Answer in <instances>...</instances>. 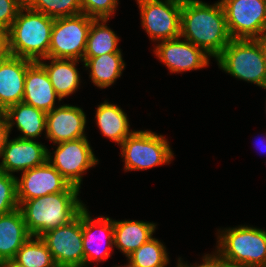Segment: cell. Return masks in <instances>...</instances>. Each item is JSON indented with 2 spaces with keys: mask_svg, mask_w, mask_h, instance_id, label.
Instances as JSON below:
<instances>
[{
  "mask_svg": "<svg viewBox=\"0 0 266 267\" xmlns=\"http://www.w3.org/2000/svg\"><path fill=\"white\" fill-rule=\"evenodd\" d=\"M180 37L217 58L232 40L221 2L208 5L199 0H182Z\"/></svg>",
  "mask_w": 266,
  "mask_h": 267,
  "instance_id": "cell-1",
  "label": "cell"
},
{
  "mask_svg": "<svg viewBox=\"0 0 266 267\" xmlns=\"http://www.w3.org/2000/svg\"><path fill=\"white\" fill-rule=\"evenodd\" d=\"M79 192H59L30 200L18 201L25 225L33 237L72 221L85 207Z\"/></svg>",
  "mask_w": 266,
  "mask_h": 267,
  "instance_id": "cell-2",
  "label": "cell"
},
{
  "mask_svg": "<svg viewBox=\"0 0 266 267\" xmlns=\"http://www.w3.org/2000/svg\"><path fill=\"white\" fill-rule=\"evenodd\" d=\"M54 20L24 5L7 32L8 54L32 61L47 58Z\"/></svg>",
  "mask_w": 266,
  "mask_h": 267,
  "instance_id": "cell-3",
  "label": "cell"
},
{
  "mask_svg": "<svg viewBox=\"0 0 266 267\" xmlns=\"http://www.w3.org/2000/svg\"><path fill=\"white\" fill-rule=\"evenodd\" d=\"M216 60L222 70L235 78L266 89V65L255 39H232Z\"/></svg>",
  "mask_w": 266,
  "mask_h": 267,
  "instance_id": "cell-4",
  "label": "cell"
},
{
  "mask_svg": "<svg viewBox=\"0 0 266 267\" xmlns=\"http://www.w3.org/2000/svg\"><path fill=\"white\" fill-rule=\"evenodd\" d=\"M218 239L217 253L221 259L253 267H266V230L239 226L223 230Z\"/></svg>",
  "mask_w": 266,
  "mask_h": 267,
  "instance_id": "cell-5",
  "label": "cell"
},
{
  "mask_svg": "<svg viewBox=\"0 0 266 267\" xmlns=\"http://www.w3.org/2000/svg\"><path fill=\"white\" fill-rule=\"evenodd\" d=\"M120 146L125 171L152 168L174 157L168 141L152 131H134Z\"/></svg>",
  "mask_w": 266,
  "mask_h": 267,
  "instance_id": "cell-6",
  "label": "cell"
},
{
  "mask_svg": "<svg viewBox=\"0 0 266 267\" xmlns=\"http://www.w3.org/2000/svg\"><path fill=\"white\" fill-rule=\"evenodd\" d=\"M93 19L83 13L55 18L51 30L48 57L83 61L88 32Z\"/></svg>",
  "mask_w": 266,
  "mask_h": 267,
  "instance_id": "cell-7",
  "label": "cell"
},
{
  "mask_svg": "<svg viewBox=\"0 0 266 267\" xmlns=\"http://www.w3.org/2000/svg\"><path fill=\"white\" fill-rule=\"evenodd\" d=\"M266 0H221L232 39H257L266 31Z\"/></svg>",
  "mask_w": 266,
  "mask_h": 267,
  "instance_id": "cell-8",
  "label": "cell"
},
{
  "mask_svg": "<svg viewBox=\"0 0 266 267\" xmlns=\"http://www.w3.org/2000/svg\"><path fill=\"white\" fill-rule=\"evenodd\" d=\"M40 238L47 245L57 267H84L82 210L72 221Z\"/></svg>",
  "mask_w": 266,
  "mask_h": 267,
  "instance_id": "cell-9",
  "label": "cell"
},
{
  "mask_svg": "<svg viewBox=\"0 0 266 267\" xmlns=\"http://www.w3.org/2000/svg\"><path fill=\"white\" fill-rule=\"evenodd\" d=\"M142 26L153 41L180 37L182 0H137Z\"/></svg>",
  "mask_w": 266,
  "mask_h": 267,
  "instance_id": "cell-10",
  "label": "cell"
},
{
  "mask_svg": "<svg viewBox=\"0 0 266 267\" xmlns=\"http://www.w3.org/2000/svg\"><path fill=\"white\" fill-rule=\"evenodd\" d=\"M54 157L48 151L47 161L67 180L80 189L82 173L97 164L98 159L86 137L57 143Z\"/></svg>",
  "mask_w": 266,
  "mask_h": 267,
  "instance_id": "cell-11",
  "label": "cell"
},
{
  "mask_svg": "<svg viewBox=\"0 0 266 267\" xmlns=\"http://www.w3.org/2000/svg\"><path fill=\"white\" fill-rule=\"evenodd\" d=\"M16 179L17 200L25 201L59 192H79L48 162L22 172Z\"/></svg>",
  "mask_w": 266,
  "mask_h": 267,
  "instance_id": "cell-12",
  "label": "cell"
},
{
  "mask_svg": "<svg viewBox=\"0 0 266 267\" xmlns=\"http://www.w3.org/2000/svg\"><path fill=\"white\" fill-rule=\"evenodd\" d=\"M180 38L162 40L154 50L171 73L200 69L209 64V55L204 50Z\"/></svg>",
  "mask_w": 266,
  "mask_h": 267,
  "instance_id": "cell-13",
  "label": "cell"
},
{
  "mask_svg": "<svg viewBox=\"0 0 266 267\" xmlns=\"http://www.w3.org/2000/svg\"><path fill=\"white\" fill-rule=\"evenodd\" d=\"M0 171L12 175L13 172L26 171L47 161L48 149L33 139L15 138L6 141L3 148Z\"/></svg>",
  "mask_w": 266,
  "mask_h": 267,
  "instance_id": "cell-14",
  "label": "cell"
},
{
  "mask_svg": "<svg viewBox=\"0 0 266 267\" xmlns=\"http://www.w3.org/2000/svg\"><path fill=\"white\" fill-rule=\"evenodd\" d=\"M86 116L80 107L61 105L46 113V138L55 144L86 137Z\"/></svg>",
  "mask_w": 266,
  "mask_h": 267,
  "instance_id": "cell-15",
  "label": "cell"
},
{
  "mask_svg": "<svg viewBox=\"0 0 266 267\" xmlns=\"http://www.w3.org/2000/svg\"><path fill=\"white\" fill-rule=\"evenodd\" d=\"M33 62L9 54L0 59V109L3 112L22 102L26 71Z\"/></svg>",
  "mask_w": 266,
  "mask_h": 267,
  "instance_id": "cell-16",
  "label": "cell"
},
{
  "mask_svg": "<svg viewBox=\"0 0 266 267\" xmlns=\"http://www.w3.org/2000/svg\"><path fill=\"white\" fill-rule=\"evenodd\" d=\"M98 225V227H97ZM96 226V227H95ZM98 229L100 234L105 235L106 248L101 250L100 245L95 240L97 237L94 234V231ZM114 225L113 220L109 217H98L97 219H92L88 213L86 207L82 209V240H83V250H84V267L91 263V261L100 262L105 258H108L112 251V245H114ZM101 241H104L102 238ZM97 247H96V246ZM96 247V248H95ZM110 250V251H108Z\"/></svg>",
  "mask_w": 266,
  "mask_h": 267,
  "instance_id": "cell-17",
  "label": "cell"
},
{
  "mask_svg": "<svg viewBox=\"0 0 266 267\" xmlns=\"http://www.w3.org/2000/svg\"><path fill=\"white\" fill-rule=\"evenodd\" d=\"M56 97L61 101L44 67L34 61L26 71L22 102L47 113L55 108Z\"/></svg>",
  "mask_w": 266,
  "mask_h": 267,
  "instance_id": "cell-18",
  "label": "cell"
},
{
  "mask_svg": "<svg viewBox=\"0 0 266 267\" xmlns=\"http://www.w3.org/2000/svg\"><path fill=\"white\" fill-rule=\"evenodd\" d=\"M31 236L19 208L0 215V263L12 260Z\"/></svg>",
  "mask_w": 266,
  "mask_h": 267,
  "instance_id": "cell-19",
  "label": "cell"
},
{
  "mask_svg": "<svg viewBox=\"0 0 266 267\" xmlns=\"http://www.w3.org/2000/svg\"><path fill=\"white\" fill-rule=\"evenodd\" d=\"M3 113L8 122L9 132L16 123L18 130L23 133L19 138L34 139L46 129V113L24 102L9 106Z\"/></svg>",
  "mask_w": 266,
  "mask_h": 267,
  "instance_id": "cell-20",
  "label": "cell"
},
{
  "mask_svg": "<svg viewBox=\"0 0 266 267\" xmlns=\"http://www.w3.org/2000/svg\"><path fill=\"white\" fill-rule=\"evenodd\" d=\"M114 245L126 257L152 238L156 224L144 221H114Z\"/></svg>",
  "mask_w": 266,
  "mask_h": 267,
  "instance_id": "cell-21",
  "label": "cell"
},
{
  "mask_svg": "<svg viewBox=\"0 0 266 267\" xmlns=\"http://www.w3.org/2000/svg\"><path fill=\"white\" fill-rule=\"evenodd\" d=\"M51 60L50 64L38 61L46 70L50 82L54 87L59 98L69 96L75 92L80 83L79 71L77 70V59H64V58H44Z\"/></svg>",
  "mask_w": 266,
  "mask_h": 267,
  "instance_id": "cell-22",
  "label": "cell"
},
{
  "mask_svg": "<svg viewBox=\"0 0 266 267\" xmlns=\"http://www.w3.org/2000/svg\"><path fill=\"white\" fill-rule=\"evenodd\" d=\"M95 118L102 134L119 145L134 132L129 130L127 115L115 104L101 103Z\"/></svg>",
  "mask_w": 266,
  "mask_h": 267,
  "instance_id": "cell-23",
  "label": "cell"
},
{
  "mask_svg": "<svg viewBox=\"0 0 266 267\" xmlns=\"http://www.w3.org/2000/svg\"><path fill=\"white\" fill-rule=\"evenodd\" d=\"M84 67L90 68L92 82L102 88L111 86L125 67L121 53H107L97 57L83 58Z\"/></svg>",
  "mask_w": 266,
  "mask_h": 267,
  "instance_id": "cell-24",
  "label": "cell"
},
{
  "mask_svg": "<svg viewBox=\"0 0 266 267\" xmlns=\"http://www.w3.org/2000/svg\"><path fill=\"white\" fill-rule=\"evenodd\" d=\"M107 21L108 19L105 18L92 20L83 58L97 57L107 53H121L117 46L119 38L105 24Z\"/></svg>",
  "mask_w": 266,
  "mask_h": 267,
  "instance_id": "cell-25",
  "label": "cell"
},
{
  "mask_svg": "<svg viewBox=\"0 0 266 267\" xmlns=\"http://www.w3.org/2000/svg\"><path fill=\"white\" fill-rule=\"evenodd\" d=\"M13 260L25 267H57L51 252L40 237L31 236L18 250Z\"/></svg>",
  "mask_w": 266,
  "mask_h": 267,
  "instance_id": "cell-26",
  "label": "cell"
},
{
  "mask_svg": "<svg viewBox=\"0 0 266 267\" xmlns=\"http://www.w3.org/2000/svg\"><path fill=\"white\" fill-rule=\"evenodd\" d=\"M167 255L165 246L152 237L127 258L136 267H166L169 262Z\"/></svg>",
  "mask_w": 266,
  "mask_h": 267,
  "instance_id": "cell-27",
  "label": "cell"
},
{
  "mask_svg": "<svg viewBox=\"0 0 266 267\" xmlns=\"http://www.w3.org/2000/svg\"><path fill=\"white\" fill-rule=\"evenodd\" d=\"M25 5L34 11L52 18L70 17L82 14L80 0H24Z\"/></svg>",
  "mask_w": 266,
  "mask_h": 267,
  "instance_id": "cell-28",
  "label": "cell"
},
{
  "mask_svg": "<svg viewBox=\"0 0 266 267\" xmlns=\"http://www.w3.org/2000/svg\"><path fill=\"white\" fill-rule=\"evenodd\" d=\"M16 177L0 171V215L19 208Z\"/></svg>",
  "mask_w": 266,
  "mask_h": 267,
  "instance_id": "cell-29",
  "label": "cell"
},
{
  "mask_svg": "<svg viewBox=\"0 0 266 267\" xmlns=\"http://www.w3.org/2000/svg\"><path fill=\"white\" fill-rule=\"evenodd\" d=\"M82 13L94 19H109L118 5V0H80Z\"/></svg>",
  "mask_w": 266,
  "mask_h": 267,
  "instance_id": "cell-30",
  "label": "cell"
},
{
  "mask_svg": "<svg viewBox=\"0 0 266 267\" xmlns=\"http://www.w3.org/2000/svg\"><path fill=\"white\" fill-rule=\"evenodd\" d=\"M24 5V0H0V27L8 32Z\"/></svg>",
  "mask_w": 266,
  "mask_h": 267,
  "instance_id": "cell-31",
  "label": "cell"
},
{
  "mask_svg": "<svg viewBox=\"0 0 266 267\" xmlns=\"http://www.w3.org/2000/svg\"><path fill=\"white\" fill-rule=\"evenodd\" d=\"M204 263L201 265L188 266L187 263L183 264L179 258L178 267H221V256L216 252V255L206 254L203 258Z\"/></svg>",
  "mask_w": 266,
  "mask_h": 267,
  "instance_id": "cell-32",
  "label": "cell"
},
{
  "mask_svg": "<svg viewBox=\"0 0 266 267\" xmlns=\"http://www.w3.org/2000/svg\"><path fill=\"white\" fill-rule=\"evenodd\" d=\"M9 127L4 113L0 115V157L9 137Z\"/></svg>",
  "mask_w": 266,
  "mask_h": 267,
  "instance_id": "cell-33",
  "label": "cell"
},
{
  "mask_svg": "<svg viewBox=\"0 0 266 267\" xmlns=\"http://www.w3.org/2000/svg\"><path fill=\"white\" fill-rule=\"evenodd\" d=\"M255 40L259 43V45L262 49L263 59L265 61V65H266V31Z\"/></svg>",
  "mask_w": 266,
  "mask_h": 267,
  "instance_id": "cell-34",
  "label": "cell"
},
{
  "mask_svg": "<svg viewBox=\"0 0 266 267\" xmlns=\"http://www.w3.org/2000/svg\"><path fill=\"white\" fill-rule=\"evenodd\" d=\"M221 267H253V266L242 264V263H233V262H229V261L221 259Z\"/></svg>",
  "mask_w": 266,
  "mask_h": 267,
  "instance_id": "cell-35",
  "label": "cell"
},
{
  "mask_svg": "<svg viewBox=\"0 0 266 267\" xmlns=\"http://www.w3.org/2000/svg\"><path fill=\"white\" fill-rule=\"evenodd\" d=\"M0 267H25V266L16 263L12 259V260H6V261L1 262Z\"/></svg>",
  "mask_w": 266,
  "mask_h": 267,
  "instance_id": "cell-36",
  "label": "cell"
},
{
  "mask_svg": "<svg viewBox=\"0 0 266 267\" xmlns=\"http://www.w3.org/2000/svg\"><path fill=\"white\" fill-rule=\"evenodd\" d=\"M0 45H8L7 31L0 27Z\"/></svg>",
  "mask_w": 266,
  "mask_h": 267,
  "instance_id": "cell-37",
  "label": "cell"
},
{
  "mask_svg": "<svg viewBox=\"0 0 266 267\" xmlns=\"http://www.w3.org/2000/svg\"><path fill=\"white\" fill-rule=\"evenodd\" d=\"M8 55V45H0V59Z\"/></svg>",
  "mask_w": 266,
  "mask_h": 267,
  "instance_id": "cell-38",
  "label": "cell"
},
{
  "mask_svg": "<svg viewBox=\"0 0 266 267\" xmlns=\"http://www.w3.org/2000/svg\"><path fill=\"white\" fill-rule=\"evenodd\" d=\"M117 267H120V266H117ZM124 267H136V266L129 261L128 265H125Z\"/></svg>",
  "mask_w": 266,
  "mask_h": 267,
  "instance_id": "cell-39",
  "label": "cell"
}]
</instances>
